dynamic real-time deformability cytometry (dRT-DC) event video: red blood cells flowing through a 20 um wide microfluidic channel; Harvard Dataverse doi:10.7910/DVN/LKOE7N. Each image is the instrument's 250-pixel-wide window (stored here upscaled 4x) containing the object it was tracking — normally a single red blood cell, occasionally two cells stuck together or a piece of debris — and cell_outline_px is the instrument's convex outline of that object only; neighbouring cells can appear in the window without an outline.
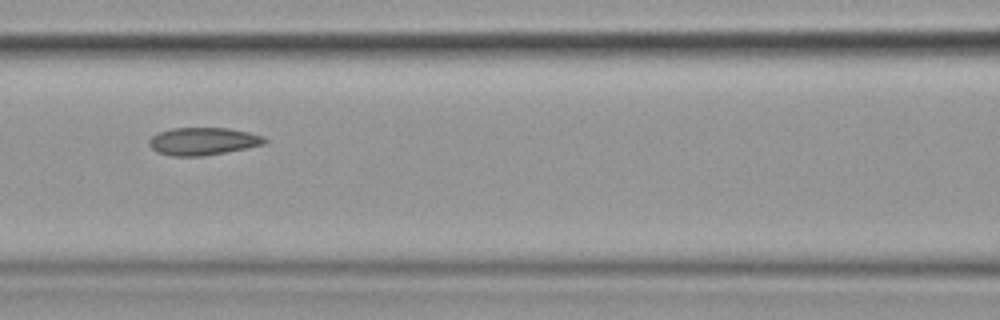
{"species": "common noctule bat (a hibernating species)", "species_latin": "Nyctalus noctula", "temperature_condition": "cold", "stored_images_in_passage": 11, "camera_frame_rate_fps": 3000, "um_per_image_px": 0.085, "animal": {"sex": "female", "body_mass_g": 19.9}, "frame": {"image": 1, "passage_image": 7, "time_ms": 8.0, "image_size_px": [1000, 320], "cell_outline_px": [[268, 140], [264, 144], [204, 156], [172, 156], [156, 152], [148, 144], [148, 140], [156, 132], [172, 128], [228, 128], [248, 132], [264, 136]], "centroid_in_image_um": [17.21, 12.0], "position_along_channel_um": 149.4, "area_um2": 18.61}}
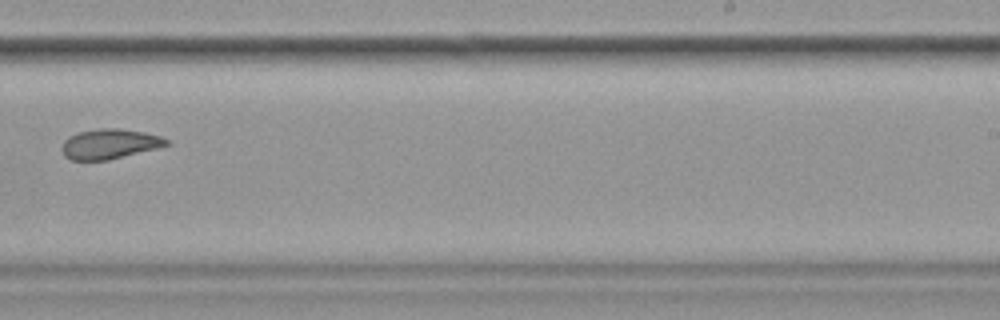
{"frame": {"image": 2, "passage_image": 10, "time_ms": 11.667, "image_size_px": [1000, 320], "cell_outline_px": [[172, 144], [108, 160], [72, 160], [64, 156], [60, 148], [64, 140], [68, 136], [80, 132], [100, 128], [120, 128], [144, 132], [160, 136], [168, 140]], "centroid_in_image_um": [9.29, 12.23], "position_along_channel_um": 279.7, "area_um2": 18.26}}
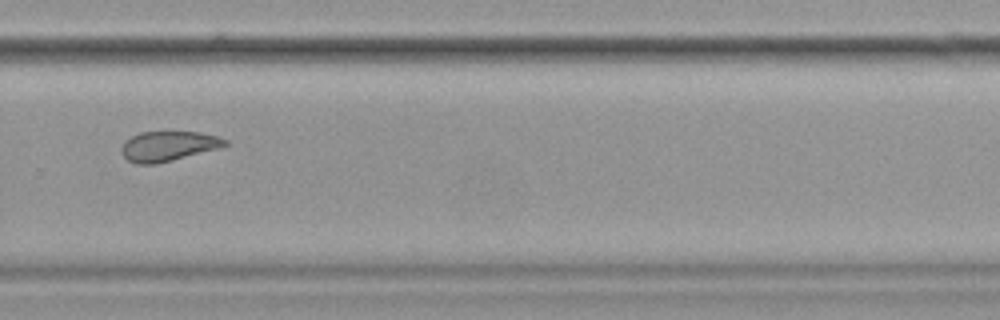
{"frame": {"image": 3, "passage_image": 11, "time_ms": 12.667, "image_size_px": [1000, 320], "cell_outline_px": [[228, 144], [220, 148], [156, 164], [136, 164], [128, 160], [120, 152], [120, 148], [124, 140], [140, 132], [200, 132], [216, 136], [228, 140]], "centroid_in_image_um": [14.27, 12.42], "position_along_channel_um": 315.5, "area_um2": 18.09}}